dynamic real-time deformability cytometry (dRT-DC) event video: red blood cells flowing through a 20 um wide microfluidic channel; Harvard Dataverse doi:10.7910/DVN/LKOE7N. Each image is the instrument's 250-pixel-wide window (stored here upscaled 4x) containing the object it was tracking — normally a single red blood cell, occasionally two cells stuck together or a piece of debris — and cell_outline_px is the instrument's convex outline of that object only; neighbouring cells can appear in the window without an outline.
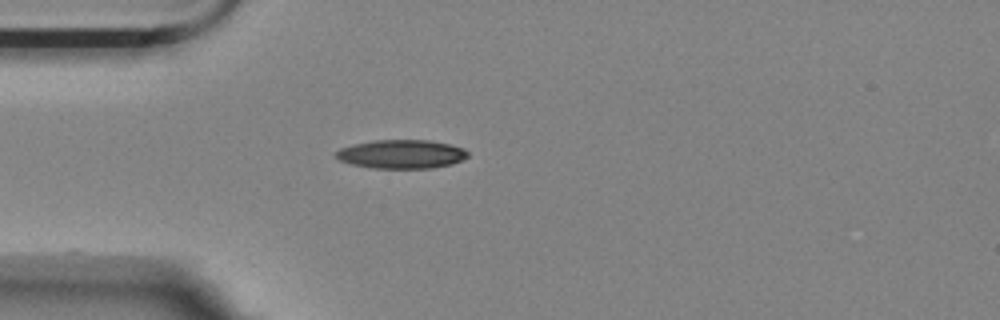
{"species": "Egyptian fruit bat (a non-hibernating species)", "species_latin": "Rousettus aegyptiacus", "temperature_condition": "room temperature", "stored_images_in_passage": 6, "camera_frame_rate_fps": 3000, "um_per_image_px": 0.085, "animal": {"sex": "female"}, "frame": {"image": 1, "passage_image": 1, "time_ms": 0.0, "image_size_px": [1000, 320], "cell_outline_px": [[468, 156], [452, 164], [432, 168], [372, 168], [348, 164], [340, 160], [336, 156], [336, 152], [340, 148], [356, 144], [376, 140], [428, 140], [448, 144], [464, 148], [468, 152]], "centroid_in_image_um": [34.12, 13.11], "position_along_channel_um": 50.9, "area_um2": 21.96}}
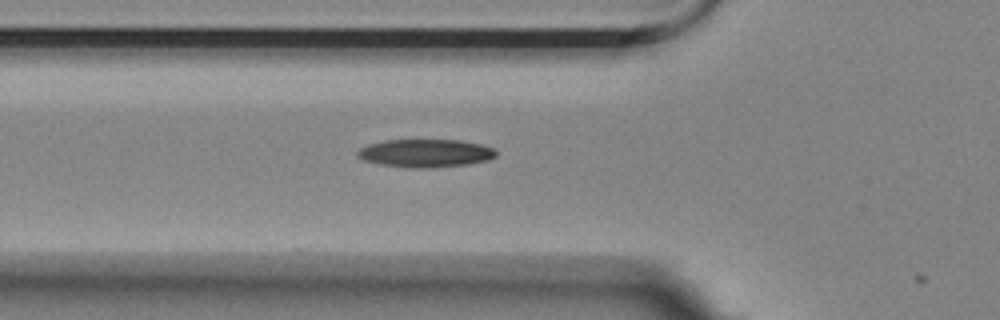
{"frame": {"image": 2, "passage_image": 5, "time_ms": 1.333, "image_size_px": [1000, 320], "cell_outline_px": [[496, 156], [488, 160], [468, 164], [432, 168], [412, 168], [380, 164], [364, 160], [356, 156], [356, 152], [360, 148], [368, 144], [384, 140], [460, 140], [480, 144], [492, 148], [496, 152]], "centroid_in_image_um": [36.14, 13.02], "position_along_channel_um": 89.7, "area_um2": 22.66}}